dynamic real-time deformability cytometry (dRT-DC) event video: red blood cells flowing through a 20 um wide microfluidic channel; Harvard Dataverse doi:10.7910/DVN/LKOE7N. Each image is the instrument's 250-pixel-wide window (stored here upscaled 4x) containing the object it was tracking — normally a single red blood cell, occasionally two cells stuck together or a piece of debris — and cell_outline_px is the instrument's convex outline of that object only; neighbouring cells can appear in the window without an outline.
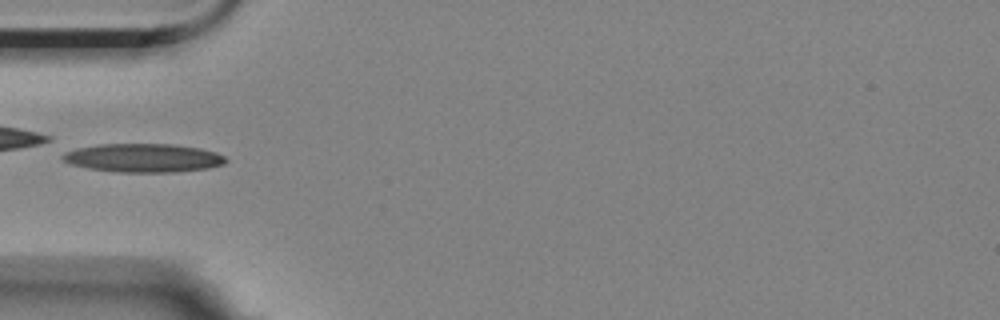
{"species": "Egyptian fruit bat (a non-hibernating species)", "species_latin": "Rousettus aegyptiacus", "temperature_condition": "room temperature", "stored_images_in_passage": 5, "camera_frame_rate_fps": 3000, "um_per_image_px": 0.085, "animal": {"sex": "female"}, "frame": {"image": 1, "passage_image": 5, "time_ms": 5.0, "image_size_px": [1000, 320], "cell_outline_px": [[228, 160], [224, 164], [208, 168], [176, 172], [116, 172], [88, 168], [68, 164], [60, 156], [60, 148], [100, 144], [172, 144], [200, 148], [216, 152], [224, 156]], "centroid_in_image_um": [12.04, 13.41], "position_along_channel_um": 73.0, "area_um2": 27.92}}